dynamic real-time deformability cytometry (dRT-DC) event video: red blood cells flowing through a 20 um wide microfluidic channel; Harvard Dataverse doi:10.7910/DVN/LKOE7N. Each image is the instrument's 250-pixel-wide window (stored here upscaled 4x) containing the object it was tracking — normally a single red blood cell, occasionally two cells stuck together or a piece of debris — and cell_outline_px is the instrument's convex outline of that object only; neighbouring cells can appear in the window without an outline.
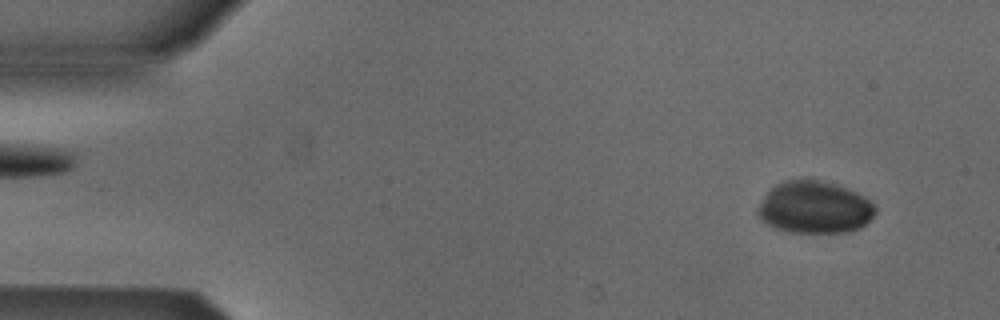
{"species": "Egyptian fruit bat (a non-hibernating species)", "species_latin": "Rousettus aegyptiacus", "temperature_condition": "cold", "stored_images_in_passage": 3, "camera_frame_rate_fps": 3000, "um_per_image_px": 0.085, "animal": {"sex": "male"}, "frame": {"image": 1, "passage_image": 1, "time_ms": 0.0, "image_size_px": [1000, 320], "cell_outline_px": [[876, 212], [860, 228], [848, 232], [788, 232], [776, 228], [768, 224], [756, 212], [756, 208], [764, 196], [776, 184], [784, 180], [820, 180], [836, 184], [848, 188], [864, 196], [876, 208]], "centroid_in_image_um": [69.23, 17.62], "position_along_channel_um": 15.8, "area_um2": 35.49}}
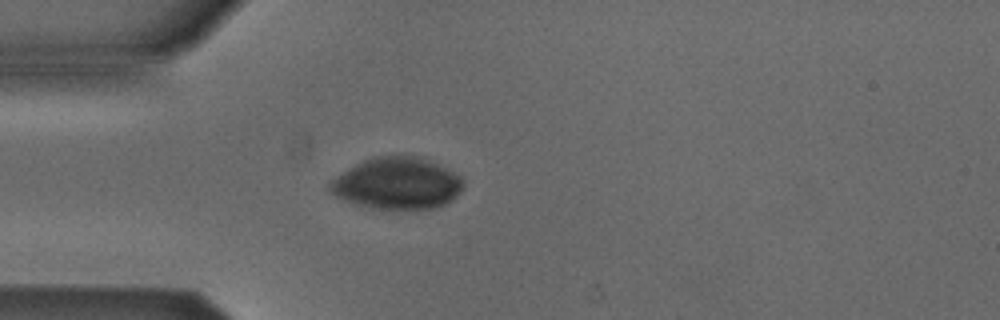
{"frame": {"image": 2, "passage_image": 3, "time_ms": 0.667, "image_size_px": [1000, 320], "cell_outline_px": [[464, 184], [460, 192], [452, 200], [444, 204], [432, 208], [372, 208], [352, 204], [336, 196], [328, 188], [328, 184], [336, 176], [356, 164], [364, 160], [376, 156], [412, 156], [428, 160], [448, 168], [460, 176], [464, 180]], "centroid_in_image_um": [33.75, 15.59], "position_along_channel_um": 51.2, "area_um2": 39.82}}